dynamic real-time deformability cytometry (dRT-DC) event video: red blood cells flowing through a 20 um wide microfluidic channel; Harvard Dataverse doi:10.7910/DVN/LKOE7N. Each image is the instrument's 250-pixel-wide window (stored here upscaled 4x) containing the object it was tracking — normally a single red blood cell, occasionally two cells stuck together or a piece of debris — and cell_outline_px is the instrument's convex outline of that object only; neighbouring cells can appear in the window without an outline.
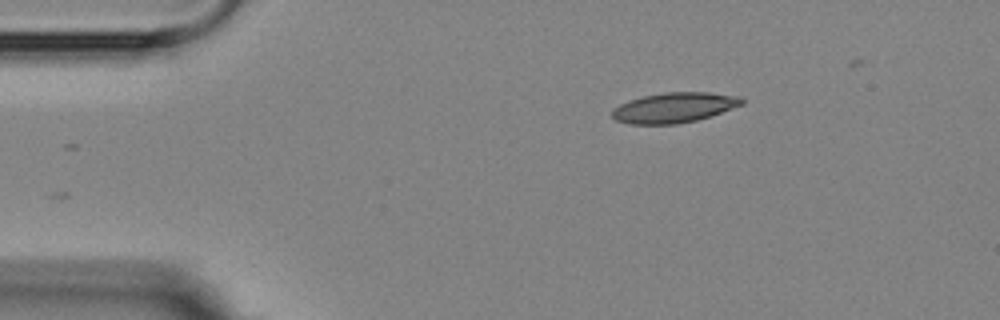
{"species": "Egyptian fruit bat (a non-hibernating species)", "species_latin": "Rousettus aegyptiacus", "temperature_condition": "room temperature", "stored_images_in_passage": 3, "camera_frame_rate_fps": 3000, "um_per_image_px": 0.085, "animal": {"sex": "female"}, "frame": {"image": 1, "passage_image": 3, "time_ms": 2.0, "image_size_px": [1000, 320], "cell_outline_px": [[744, 104], [712, 116], [696, 120], [676, 124], [628, 124], [616, 120], [612, 116], [612, 108], [628, 100], [644, 96], [664, 92], [708, 92], [740, 96], [744, 100]], "centroid_in_image_um": [57.31, 9.14], "position_along_channel_um": 27.7, "area_um2": 22.95}}